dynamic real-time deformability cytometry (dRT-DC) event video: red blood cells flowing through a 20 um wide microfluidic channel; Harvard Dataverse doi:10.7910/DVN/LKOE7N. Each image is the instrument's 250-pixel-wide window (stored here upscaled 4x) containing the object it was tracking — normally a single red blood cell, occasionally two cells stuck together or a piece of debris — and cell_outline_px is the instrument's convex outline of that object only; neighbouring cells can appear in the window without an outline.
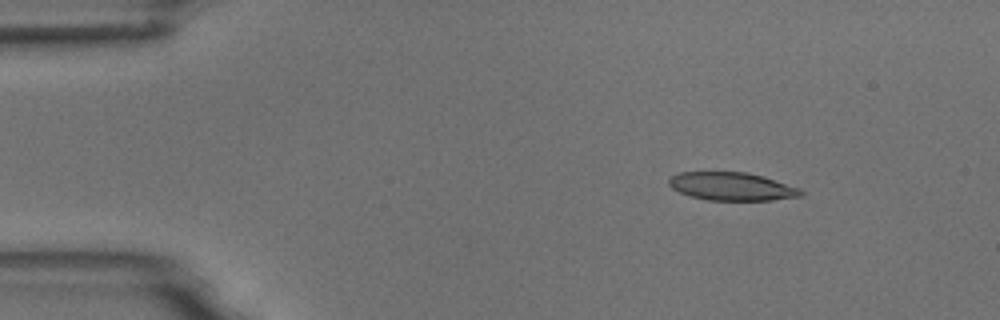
{"species": "common noctule bat (a hibernating species)", "species_latin": "Nyctalus noctula", "temperature_condition": "room temperature", "stored_images_in_passage": 4, "camera_frame_rate_fps": 3000, "um_per_image_px": 0.085, "animal": {"sex": "male", "body_mass_g": 18.8}, "frame": {"image": 1, "passage_image": 2, "time_ms": 2.0, "image_size_px": [1000, 320], "cell_outline_px": [[804, 196], [772, 200], [708, 200], [692, 196], [680, 192], [672, 188], [668, 184], [668, 180], [672, 176], [680, 172], [748, 172], [764, 176], [800, 188], [804, 192]], "centroid_in_image_um": [62.25, 15.84], "position_along_channel_um": 22.8, "area_um2": 21.68}}